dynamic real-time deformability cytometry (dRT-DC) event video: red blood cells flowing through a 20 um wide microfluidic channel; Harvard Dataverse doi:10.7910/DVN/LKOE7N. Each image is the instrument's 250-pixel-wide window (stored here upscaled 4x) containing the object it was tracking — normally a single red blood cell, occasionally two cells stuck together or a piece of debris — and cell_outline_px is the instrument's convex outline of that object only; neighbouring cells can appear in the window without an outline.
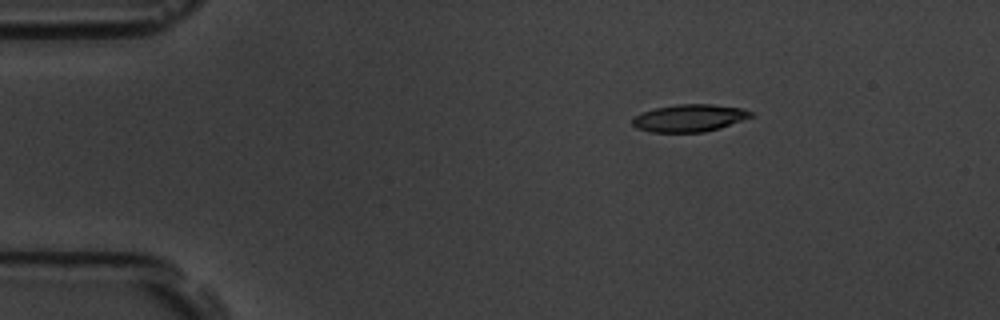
{"species": "common noctule bat (a hibernating species)", "species_latin": "Nyctalus noctula", "temperature_condition": "room temperature", "stored_images_in_passage": 3, "camera_frame_rate_fps": 3000, "um_per_image_px": 0.085, "animal": {"sex": "male", "body_mass_g": 19.5, "forearm_length_mm": 54.6}, "frame": {"image": 1, "passage_image": 1, "time_ms": 0.0, "image_size_px": [1000, 320], "cell_outline_px": [[756, 116], [720, 128], [704, 132], [652, 132], [636, 128], [632, 124], [632, 116], [656, 108], [676, 104], [712, 104], [740, 108], [752, 112]], "centroid_in_image_um": [58.61, 10.03], "position_along_channel_um": 26.4, "area_um2": 18.96}}